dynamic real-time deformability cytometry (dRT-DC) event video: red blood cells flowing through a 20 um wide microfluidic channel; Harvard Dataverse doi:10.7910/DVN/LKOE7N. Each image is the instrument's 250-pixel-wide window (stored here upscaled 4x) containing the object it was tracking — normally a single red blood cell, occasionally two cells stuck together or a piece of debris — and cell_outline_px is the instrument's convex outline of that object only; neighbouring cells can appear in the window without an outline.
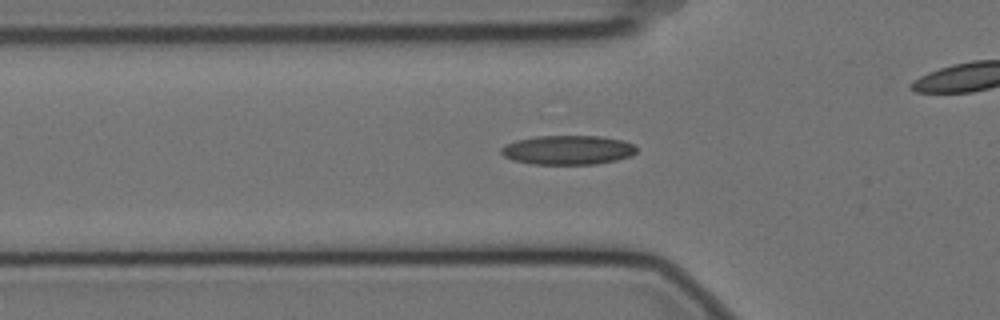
{"species": "Egyptian fruit bat (a non-hibernating species)", "species_latin": "Rousettus aegyptiacus", "temperature_condition": "cold", "stored_images_in_passage": 57, "camera_frame_rate_fps": 3000, "um_per_image_px": 0.085, "animal": {"sex": "female"}, "frame": {"image": 1, "passage_image": 18, "time_ms": 5.667, "image_size_px": [1000, 320], "cell_outline_px": [[636, 152], [632, 156], [616, 160], [596, 164], [532, 164], [512, 160], [504, 156], [500, 152], [500, 148], [516, 140], [536, 136], [600, 136], [624, 140], [632, 144], [636, 148]], "centroid_in_image_um": [48.27, 12.75], "position_along_channel_um": 77.5, "area_um2": 23.12}}
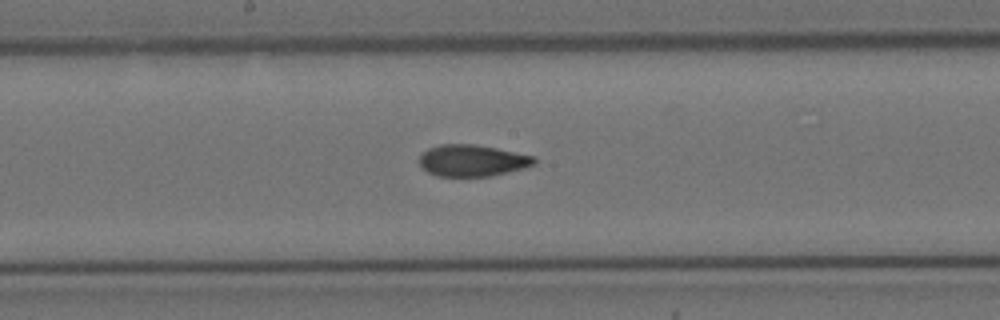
{"frame": {"image": 2, "passage_image": 29, "time_ms": 9.333, "image_size_px": [1000, 320], "cell_outline_px": [[536, 164], [524, 168], [492, 176], [436, 176], [420, 168], [420, 156], [428, 148], [440, 144], [476, 144], [536, 156]], "centroid_in_image_um": [40.15, 13.64], "position_along_channel_um": 208.0, "area_um2": 21.33}}
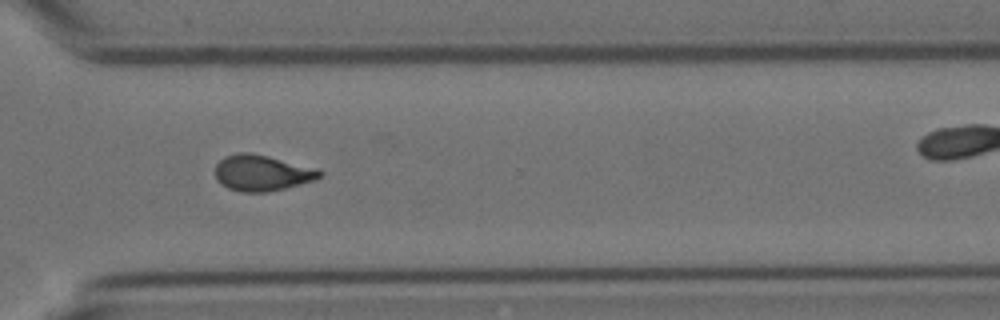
{"frame": {"image": 3, "passage_image": 41, "time_ms": 13.333, "image_size_px": [1000, 320], "cell_outline_px": [[324, 172], [316, 180], [268, 192], [240, 192], [228, 188], [220, 184], [216, 180], [216, 164], [224, 156], [240, 152], [252, 152], [320, 168]], "centroid_in_image_um": [22.29, 14.69], "position_along_channel_um": 348.3, "area_um2": 22.25}, "authors_computed_cell_mechanics": {"area_um2": 21.3282, "velocity_mm_per_s": 3.5284, "shape_relaxation_time_tau1_ms": 8.5344, "shape_relaxation_time_tau2_ms": 2.2043, "deformation_change_tau1": 0.207, "deformation_change_tau2": 0.0864}}